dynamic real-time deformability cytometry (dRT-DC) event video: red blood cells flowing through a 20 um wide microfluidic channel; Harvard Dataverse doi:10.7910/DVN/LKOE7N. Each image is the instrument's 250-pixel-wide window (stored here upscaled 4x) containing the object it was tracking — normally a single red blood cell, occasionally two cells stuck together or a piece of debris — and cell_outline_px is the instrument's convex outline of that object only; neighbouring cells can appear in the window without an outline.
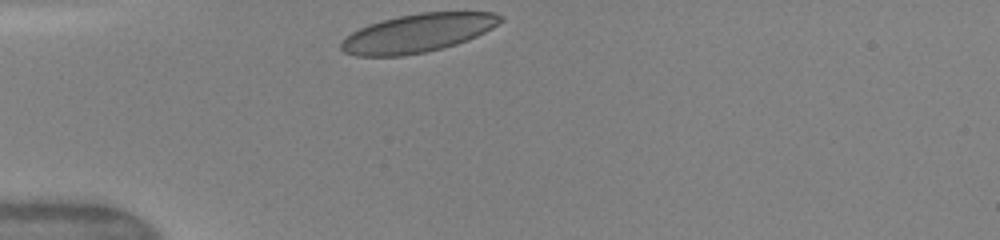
{"species": "human", "species_latin": "Homo sapiens", "temperature_condition": "warm", "stored_images_in_passage": 28, "camera_frame_rate_fps": 3000, "um_per_image_px": 0.085, "donor": {"sex": "female"}, "frame": {"image": 1, "passage_image": 1, "time_ms": 0.0, "image_size_px": [1000, 240], "cell_outline_px": [[504, 20], [492, 28], [468, 40], [456, 44], [424, 52], [404, 56], [356, 56], [344, 52], [340, 48], [340, 44], [352, 32], [368, 24], [400, 16], [420, 12], [492, 12], [504, 16]], "centroid_in_image_um": [35.53, 2.81], "position_along_channel_um": 49.5, "area_um2": 35.43}, "authors_computed_cell_mechanics": {"area_um2": 34.9112, "velocity_mm_per_s": 4.1223, "shape_relaxation_time_tau1_ms": 2.3395, "shape_relaxation_time_tau2_ms": null, "deformation_change_tau1": 0.1007, "deformation_change_tau2": null}}